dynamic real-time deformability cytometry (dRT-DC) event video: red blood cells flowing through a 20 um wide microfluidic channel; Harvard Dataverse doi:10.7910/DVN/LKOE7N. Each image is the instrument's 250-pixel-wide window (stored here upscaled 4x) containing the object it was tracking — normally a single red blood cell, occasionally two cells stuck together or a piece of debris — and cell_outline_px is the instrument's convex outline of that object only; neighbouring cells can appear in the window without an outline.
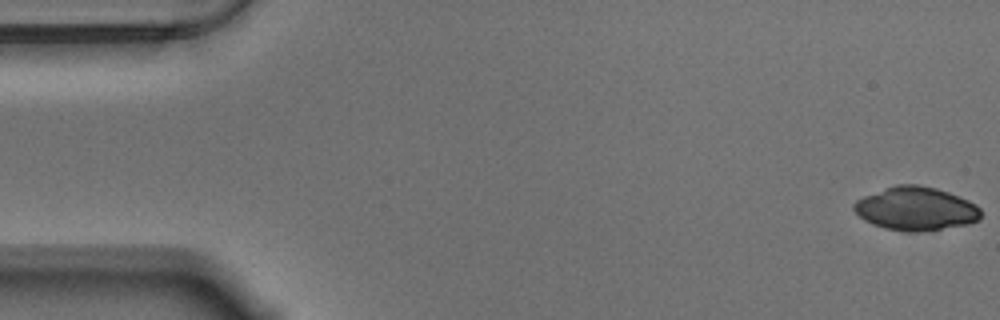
{"species": "Egyptian fruit bat (a non-hibernating species)", "species_latin": "Rousettus aegyptiacus", "temperature_condition": "warm", "stored_images_in_passage": 57, "camera_frame_rate_fps": 3000, "um_per_image_px": 0.085, "animal": {"sex": "male"}, "frame": {"image": 1, "passage_image": 1, "time_ms": 0.0, "image_size_px": [1000, 320], "cell_outline_px": [[980, 220], [968, 224], [920, 232], [908, 232], [884, 228], [872, 224], [864, 220], [852, 208], [852, 204], [856, 200], [864, 196], [896, 184], [916, 184], [936, 188], [960, 196], [976, 204], [980, 208]], "centroid_in_image_um": [77.85, 17.74], "position_along_channel_um": 7.2, "area_um2": 32.25}}